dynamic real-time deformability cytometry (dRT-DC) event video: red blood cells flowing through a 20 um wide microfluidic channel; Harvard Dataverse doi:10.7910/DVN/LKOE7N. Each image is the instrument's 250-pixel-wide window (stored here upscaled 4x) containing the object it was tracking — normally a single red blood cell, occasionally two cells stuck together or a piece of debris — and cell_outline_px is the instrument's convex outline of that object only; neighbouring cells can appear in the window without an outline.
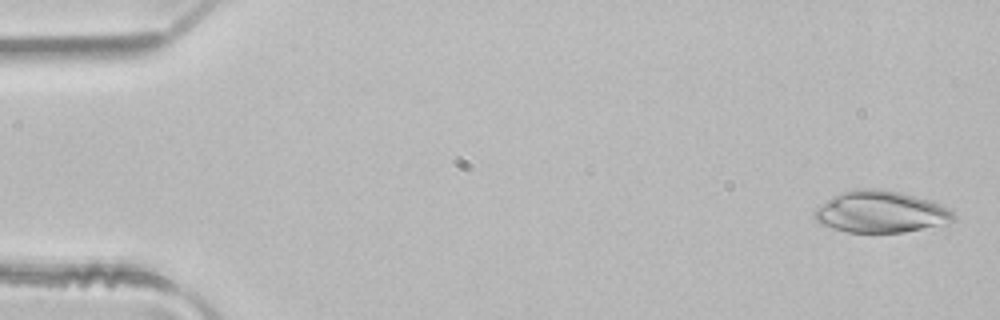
{"species": "common noctule bat (a hibernating species)", "species_latin": "Nyctalus noctula", "temperature_condition": "room temperature", "stored_images_in_passage": 10, "camera_frame_rate_fps": 3000, "um_per_image_px": 0.085, "animal": {"sex": "male", "body_mass_g": 21.5, "forearm_length_mm": 52.0}, "frame": {"image": 1, "passage_image": 2, "time_ms": 0.333, "image_size_px": [1000, 320], "cell_outline_px": [[956, 220], [948, 224], [904, 232], [848, 232], [832, 228], [820, 224], [812, 216], [812, 212], [816, 208], [832, 196], [856, 188], [876, 188], [900, 192], [916, 196], [940, 204], [948, 208], [956, 216]], "centroid_in_image_um": [74.86, 18.01], "position_along_channel_um": 10.1, "area_um2": 33.99}}